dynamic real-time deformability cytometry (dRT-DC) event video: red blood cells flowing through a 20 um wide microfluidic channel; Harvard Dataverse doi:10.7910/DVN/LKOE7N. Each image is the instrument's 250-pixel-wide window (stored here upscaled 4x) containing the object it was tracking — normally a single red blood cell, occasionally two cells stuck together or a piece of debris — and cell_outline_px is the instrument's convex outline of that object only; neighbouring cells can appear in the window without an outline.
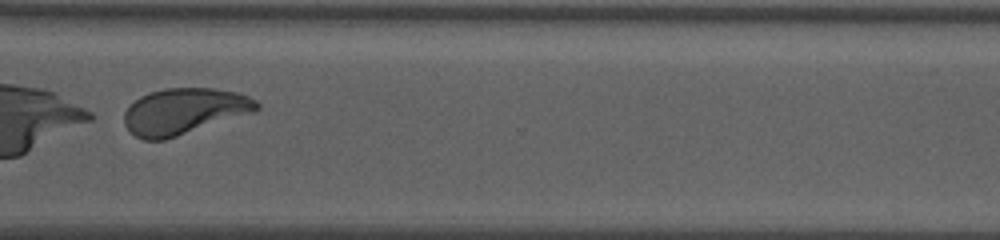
{"species": "human", "species_latin": "Homo sapiens", "temperature_condition": "warm", "stored_images_in_passage": 49, "camera_frame_rate_fps": 3000, "um_per_image_px": 0.085, "donor": {"sex": "female"}, "frame": {"image": 1, "passage_image": 38, "time_ms": 12.333, "image_size_px": [1000, 240], "cell_outline_px": [[260, 108], [256, 112], [164, 140], [144, 140], [136, 136], [124, 124], [124, 112], [140, 96], [164, 88], [212, 88], [236, 92], [248, 96], [256, 100], [260, 104]], "centroid_in_image_um": [15.69, 9.46], "position_along_channel_um": 354.9, "area_um2": 35.55}}